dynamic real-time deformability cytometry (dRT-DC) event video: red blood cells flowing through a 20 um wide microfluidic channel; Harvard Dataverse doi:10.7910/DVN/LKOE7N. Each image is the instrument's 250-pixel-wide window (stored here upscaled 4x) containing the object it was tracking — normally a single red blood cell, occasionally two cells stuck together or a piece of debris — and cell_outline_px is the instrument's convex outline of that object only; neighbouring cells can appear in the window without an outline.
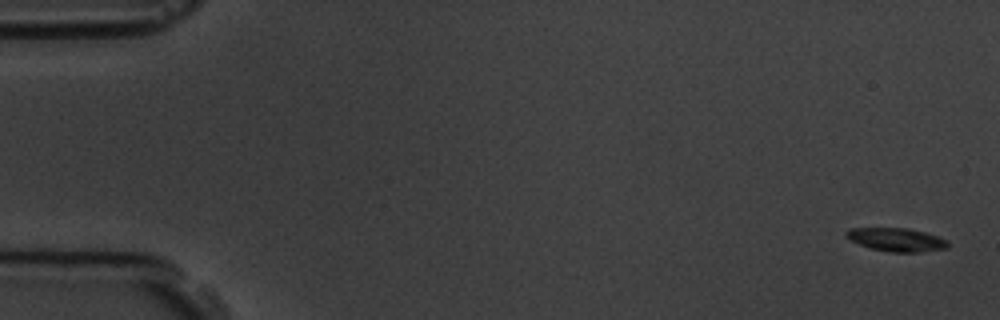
{"species": "common noctule bat (a hibernating species)", "species_latin": "Nyctalus noctula", "temperature_condition": "room temperature", "stored_images_in_passage": 5, "camera_frame_rate_fps": 3000, "um_per_image_px": 0.085, "animal": {"sex": "male", "body_mass_g": 19.5, "forearm_length_mm": 54.6}, "frame": {"image": 1, "passage_image": 1, "time_ms": 0.0, "image_size_px": [1000, 320], "cell_outline_px": [[948, 248], [920, 252], [888, 252], [872, 248], [860, 244], [844, 236], [844, 232], [848, 228], [908, 228], [924, 232], [948, 240]], "centroid_in_image_um": [76.19, 20.36], "position_along_channel_um": 8.8, "area_um2": 13.81}}
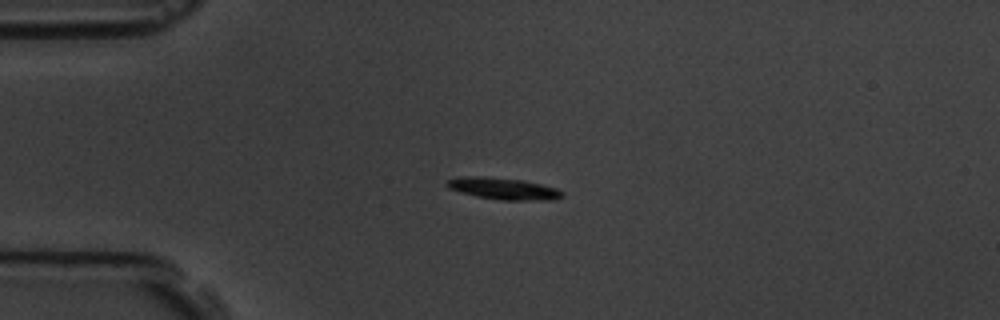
{"frame": {"image": 2, "passage_image": 4, "time_ms": 4.333, "image_size_px": [1000, 320], "cell_outline_px": [[564, 196], [548, 200], [500, 200], [476, 196], [460, 192], [448, 188], [444, 184], [448, 180], [460, 176], [484, 176], [524, 180], [556, 188], [564, 192]], "centroid_in_image_um": [42.76, 16.02], "position_along_channel_um": 42.2, "area_um2": 14.68}}